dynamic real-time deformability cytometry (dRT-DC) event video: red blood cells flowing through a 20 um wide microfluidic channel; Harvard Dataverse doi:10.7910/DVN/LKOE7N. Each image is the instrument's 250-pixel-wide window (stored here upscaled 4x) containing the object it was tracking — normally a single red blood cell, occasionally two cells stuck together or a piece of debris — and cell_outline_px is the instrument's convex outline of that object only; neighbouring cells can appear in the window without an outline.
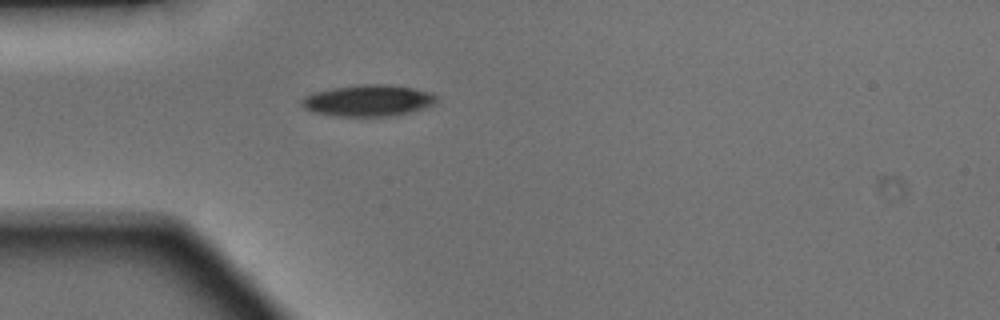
{"species": "Egyptian fruit bat (a non-hibernating species)", "species_latin": "Rousettus aegyptiacus", "temperature_condition": "warm", "stored_images_in_passage": 5, "camera_frame_rate_fps": 3000, "um_per_image_px": 0.085, "animal": {"sex": "male"}, "frame": {"image": 1, "passage_image": 1, "time_ms": 0.0, "image_size_px": [1000, 320], "cell_outline_px": [[440, 96], [432, 104], [424, 108], [392, 116], [332, 116], [312, 112], [304, 108], [300, 104], [300, 100], [304, 96], [312, 92], [332, 88], [360, 84], [388, 84], [412, 88], [432, 92]], "centroid_in_image_um": [31.25, 8.54], "position_along_channel_um": 53.7, "area_um2": 24.97}}
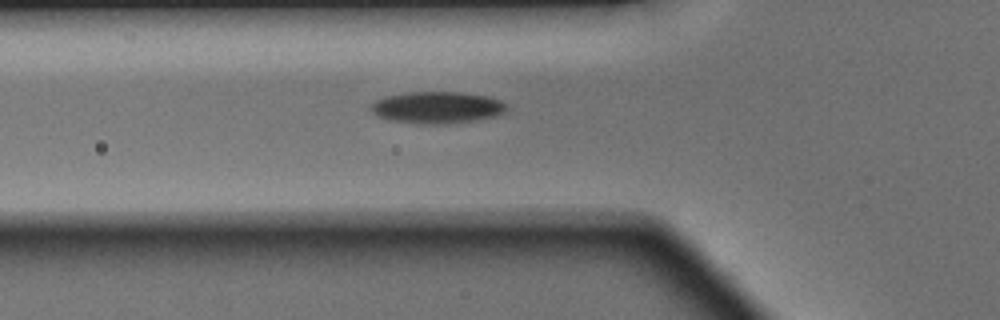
{"frame": {"image": 2, "passage_image": 4, "time_ms": 1.0, "image_size_px": [1000, 320], "cell_outline_px": [[508, 108], [504, 112], [496, 116], [476, 120], [436, 124], [388, 120], [376, 116], [372, 112], [372, 104], [376, 100], [388, 96], [408, 92], [460, 92], [488, 96], [500, 100], [508, 104]], "centroid_in_image_um": [37.2, 9.12], "position_along_channel_um": 88.6, "area_um2": 24.91}}